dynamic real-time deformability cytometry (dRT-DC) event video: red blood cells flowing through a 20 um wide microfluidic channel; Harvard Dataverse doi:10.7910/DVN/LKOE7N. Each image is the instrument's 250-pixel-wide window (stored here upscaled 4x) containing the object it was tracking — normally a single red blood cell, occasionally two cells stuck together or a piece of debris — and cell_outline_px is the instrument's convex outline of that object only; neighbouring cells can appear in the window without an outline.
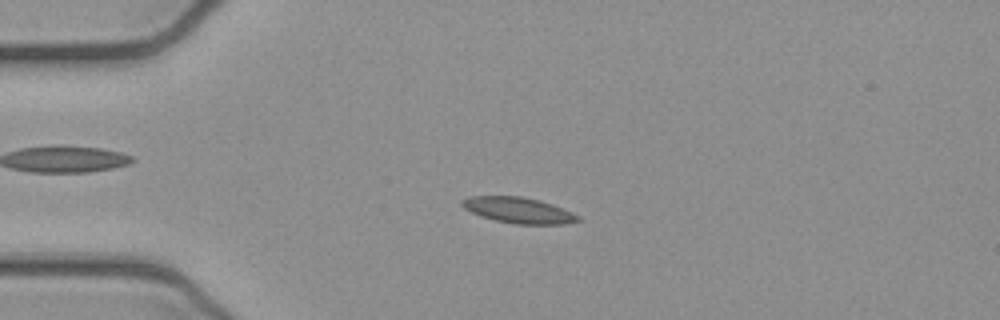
{"species": "common noctule bat (a hibernating species)", "species_latin": "Nyctalus noctula", "temperature_condition": "cold", "stored_images_in_passage": 46, "camera_frame_rate_fps": 3000, "um_per_image_px": 0.085, "animal": {"sex": "female", "body_mass_g": 21.9}, "frame": {"image": 1, "passage_image": 6, "time_ms": 1.667, "image_size_px": [1000, 320], "cell_outline_px": [[580, 220], [564, 224], [516, 224], [496, 220], [480, 216], [464, 208], [460, 204], [460, 200], [468, 196], [520, 196], [540, 200], [552, 204], [572, 212], [580, 216]], "centroid_in_image_um": [44.05, 17.86], "position_along_channel_um": 41.0, "area_um2": 17.46}}
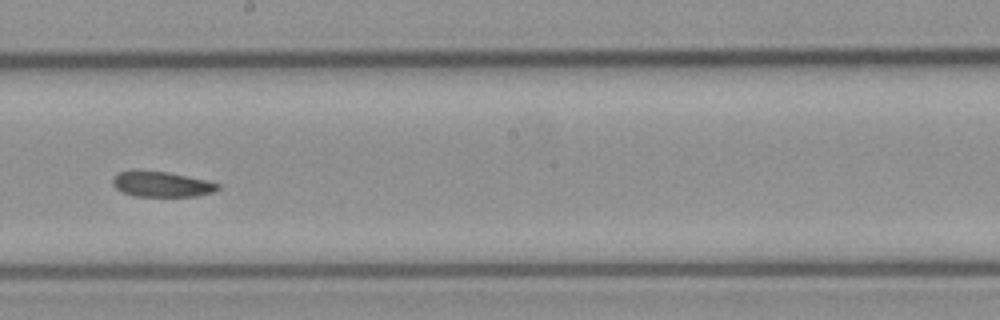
{"frame": {"image": 2, "passage_image": 23, "time_ms": 7.333, "image_size_px": [1000, 320], "cell_outline_px": [[220, 188], [212, 192], [196, 196], [132, 196], [116, 188], [112, 184], [112, 180], [120, 172], [168, 172], [208, 180], [220, 184]], "centroid_in_image_um": [13.8, 15.68], "position_along_channel_um": 234.4, "area_um2": 15.14}}
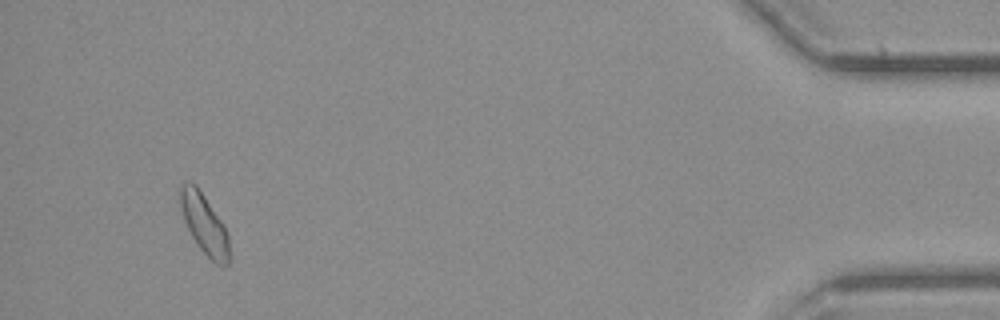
{"frame": {"image": 3, "passage_image": 43, "time_ms": 14.0, "image_size_px": [1000, 320], "cell_outline_px": [[232, 256], [228, 264], [224, 268], [216, 264], [200, 248], [192, 236], [184, 220], [180, 204], [180, 184], [196, 184], [224, 224], [228, 232]], "centroid_in_image_um": [17.44, 19.12], "position_along_channel_um": 417.8, "area_um2": 17.28}}